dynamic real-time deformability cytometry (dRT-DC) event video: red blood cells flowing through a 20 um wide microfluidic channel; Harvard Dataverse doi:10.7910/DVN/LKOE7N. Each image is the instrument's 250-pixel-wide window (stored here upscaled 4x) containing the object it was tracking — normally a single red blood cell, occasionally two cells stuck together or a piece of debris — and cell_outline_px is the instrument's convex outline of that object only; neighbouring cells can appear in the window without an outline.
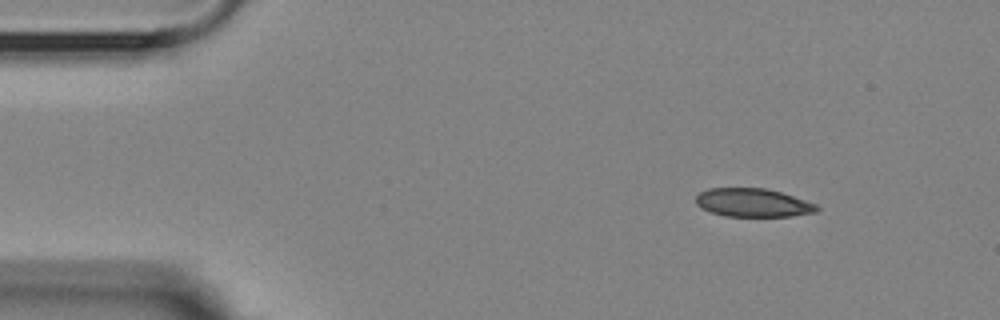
{"species": "Egyptian fruit bat (a non-hibernating species)", "species_latin": "Rousettus aegyptiacus", "temperature_condition": "room temperature", "stored_images_in_passage": 5, "segment_of_instrument_passage": [2, 2], "camera_frame_rate_fps": 3000, "um_per_image_px": 0.085, "animal": {"sex": "female"}, "frame": {"image": 1, "passage_image": 5, "time_ms": 6.333, "image_size_px": [1000, 320], "cell_outline_px": [[820, 208], [816, 212], [792, 216], [724, 216], [700, 208], [696, 204], [696, 196], [700, 192], [708, 188], [764, 188], [780, 192], [816, 204]], "centroid_in_image_um": [63.97, 17.23], "position_along_channel_um": 21.0, "area_um2": 19.94}}